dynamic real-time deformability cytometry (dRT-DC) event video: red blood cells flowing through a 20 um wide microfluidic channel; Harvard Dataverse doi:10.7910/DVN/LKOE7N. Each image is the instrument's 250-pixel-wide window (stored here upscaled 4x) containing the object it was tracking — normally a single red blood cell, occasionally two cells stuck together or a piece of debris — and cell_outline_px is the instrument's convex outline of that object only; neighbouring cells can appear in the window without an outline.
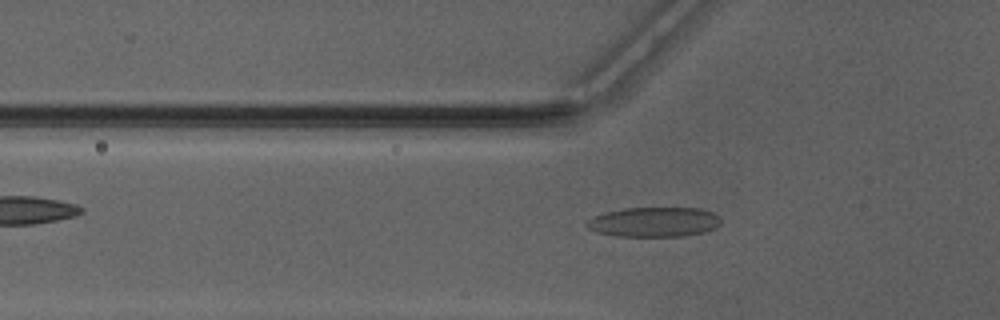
{"species": "Egyptian fruit bat (a non-hibernating species)", "species_latin": "Rousettus aegyptiacus", "temperature_condition": "warm", "stored_images_in_passage": 49, "camera_frame_rate_fps": 3000, "um_per_image_px": 0.085, "animal": {"sex": "male"}, "frame": {"image": 1, "passage_image": 17, "time_ms": 5.333, "image_size_px": [1000, 320], "cell_outline_px": [[720, 224], [716, 228], [704, 232], [684, 236], [616, 236], [596, 232], [588, 228], [584, 224], [592, 216], [604, 212], [624, 208], [700, 208], [712, 212], [720, 216]], "centroid_in_image_um": [55.58, 18.87], "position_along_channel_um": 70.2, "area_um2": 23.47}}
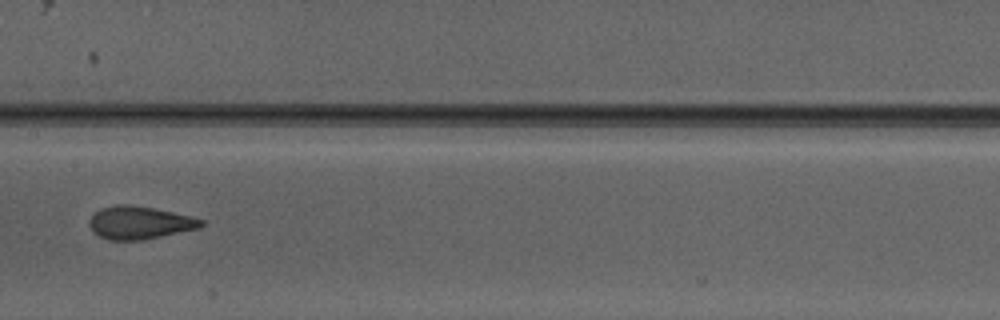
{"frame": {"image": 2, "passage_image": 26, "time_ms": 8.333, "image_size_px": [1000, 320], "cell_outline_px": [[204, 224], [200, 228], [144, 240], [108, 240], [92, 232], [88, 224], [88, 220], [100, 208], [120, 204], [128, 204], [152, 208], [172, 212], [204, 220]], "centroid_in_image_um": [11.84, 18.94], "position_along_channel_um": 195.6, "area_um2": 21.39}}
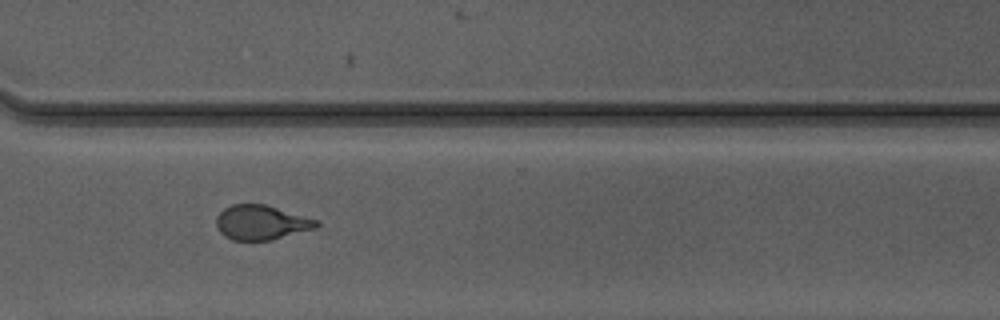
{"frame": {"image": 3, "passage_image": 37, "time_ms": 12.0, "image_size_px": [1000, 320], "cell_outline_px": [[320, 224], [316, 228], [272, 240], [232, 240], [224, 236], [220, 232], [216, 224], [216, 216], [224, 208], [232, 204], [264, 204], [320, 220]], "centroid_in_image_um": [22.22, 18.91], "position_along_channel_um": 348.4, "area_um2": 20.29}, "authors_computed_cell_mechanics": {"area_um2": 21.2704, "velocity_mm_per_s": 4.1847, "shape_relaxation_time_tau1_ms": 3.9408, "shape_relaxation_time_tau2_ms": 0.9175, "deformation_change_tau1": 0.1599, "deformation_change_tau2": 0.0834}}